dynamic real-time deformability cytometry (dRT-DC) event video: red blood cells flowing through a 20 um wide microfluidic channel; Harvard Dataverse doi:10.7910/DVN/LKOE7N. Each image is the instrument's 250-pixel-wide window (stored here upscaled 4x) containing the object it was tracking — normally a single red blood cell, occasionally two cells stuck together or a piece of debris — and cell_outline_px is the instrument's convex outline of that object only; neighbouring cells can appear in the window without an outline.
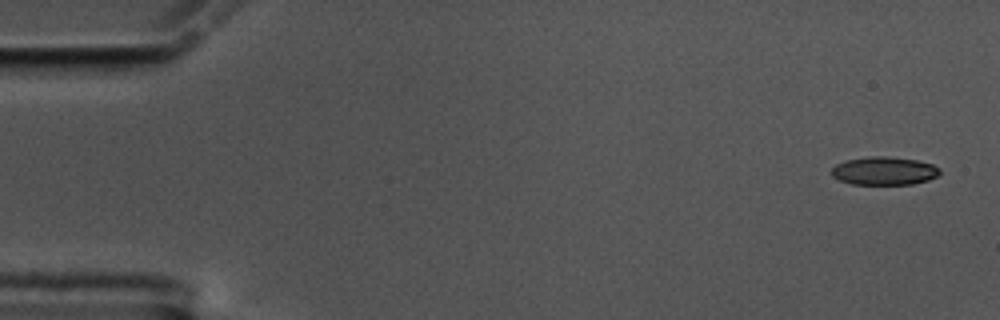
{"species": "common noctule bat (a hibernating species)", "species_latin": "Nyctalus noctula", "temperature_condition": "cold", "stored_images_in_passage": 56, "camera_frame_rate_fps": 3000, "um_per_image_px": 0.085, "animal": {"sex": "male", "body_mass_g": 17.5, "forearm_length_mm": 52.3}, "frame": {"image": 1, "passage_image": 1, "time_ms": 0.0, "image_size_px": [1000, 320], "cell_outline_px": [[940, 172], [936, 176], [928, 180], [912, 184], [852, 184], [840, 180], [832, 176], [832, 168], [836, 164], [844, 160], [868, 156], [888, 156], [916, 160], [932, 164], [940, 168]], "centroid_in_image_um": [75.14, 14.51], "position_along_channel_um": 9.9, "area_um2": 17.8}}
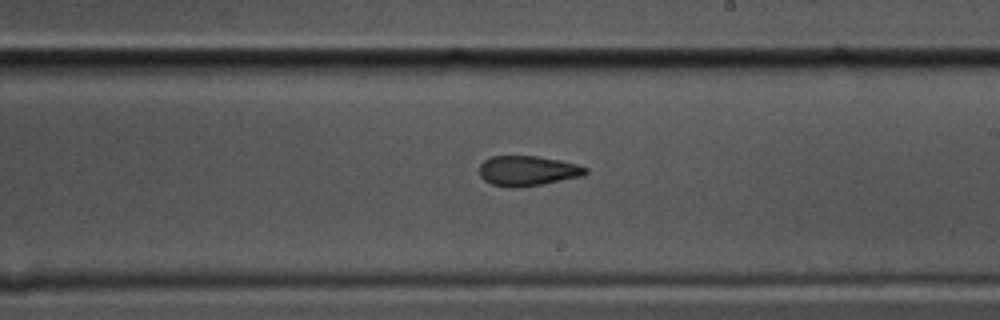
{"frame": {"image": 2, "passage_image": 32, "time_ms": 10.333, "image_size_px": [1000, 320], "cell_outline_px": [[588, 172], [584, 176], [544, 184], [520, 188], [512, 188], [492, 184], [484, 180], [480, 176], [480, 164], [484, 160], [492, 156], [536, 156], [560, 160], [576, 164], [588, 168]], "centroid_in_image_um": [44.87, 14.53], "position_along_channel_um": 244.1, "area_um2": 18.79}}
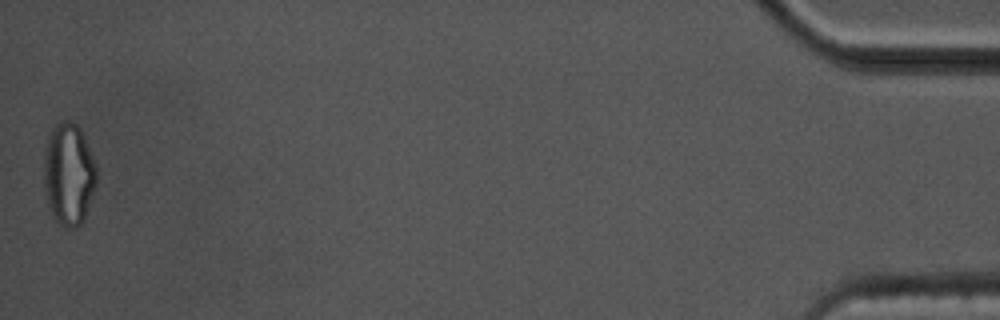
{"frame": {"image": 3, "passage_image": 56, "time_ms": 18.333, "image_size_px": [1000, 320], "cell_outline_px": [[96, 184], [84, 220], [76, 228], [64, 228], [52, 216], [48, 204], [44, 184], [44, 152], [48, 136], [52, 128], [56, 124], [64, 120], [68, 120], [76, 124], [80, 128], [84, 136], [92, 156], [96, 168]], "centroid_in_image_um": [5.83, 14.81], "position_along_channel_um": 429.4, "area_um2": 31.39}, "authors_computed_cell_mechanics": {"area_um2": 19.363, "velocity_mm_per_s": 3.5022, "shape_relaxation_time_tau1_ms": null, "shape_relaxation_time_tau2_ms": 6.1778, "deformation_change_tau1": null, "deformation_change_tau2": 0.1331}}